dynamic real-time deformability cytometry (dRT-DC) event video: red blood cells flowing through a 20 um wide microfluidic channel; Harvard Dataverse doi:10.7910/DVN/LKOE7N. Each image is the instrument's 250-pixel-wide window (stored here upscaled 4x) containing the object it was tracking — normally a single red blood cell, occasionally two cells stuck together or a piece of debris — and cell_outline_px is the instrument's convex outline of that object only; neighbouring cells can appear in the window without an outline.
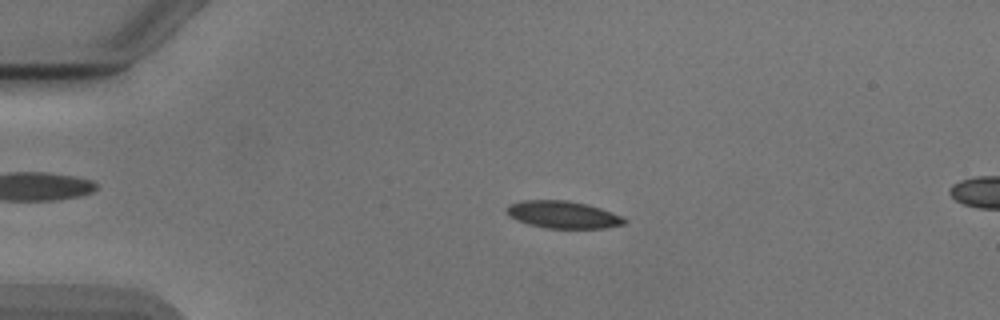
{"species": "Egyptian fruit bat (a non-hibernating species)", "species_latin": "Rousettus aegyptiacus", "temperature_condition": "cold", "stored_images_in_passage": 53, "camera_frame_rate_fps": 3000, "um_per_image_px": 0.085, "animal": {"sex": "male"}, "frame": {"image": 1, "passage_image": 12, "time_ms": 3.667, "image_size_px": [1000, 320], "cell_outline_px": [[628, 220], [624, 224], [604, 228], [544, 228], [528, 224], [516, 220], [508, 216], [504, 212], [504, 208], [508, 204], [524, 200], [568, 200], [588, 204], [600, 208], [620, 216]], "centroid_in_image_um": [47.78, 18.24], "position_along_channel_um": 37.2, "area_um2": 18.9}}
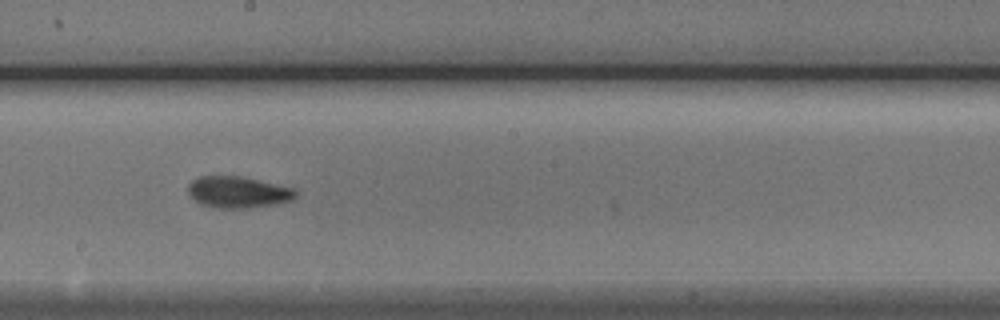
{"frame": {"image": 2, "passage_image": 30, "time_ms": 9.667, "image_size_px": [1000, 320], "cell_outline_px": [[296, 196], [292, 200], [276, 204], [248, 208], [216, 208], [200, 204], [188, 192], [188, 184], [192, 180], [200, 176], [240, 176], [296, 188]], "centroid_in_image_um": [20.25, 16.33], "position_along_channel_um": 228.0, "area_um2": 19.77}}
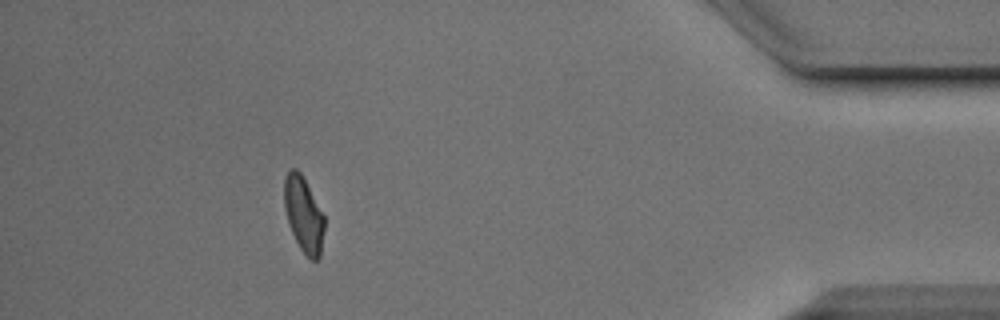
{"frame": {"image": 3, "passage_image": 48, "time_ms": 15.667, "image_size_px": [1000, 320], "cell_outline_px": [[324, 228], [320, 256], [316, 260], [312, 260], [300, 248], [288, 224], [284, 208], [284, 176], [292, 168], [296, 168], [300, 172], [324, 216]], "centroid_in_image_um": [25.78, 18.22], "position_along_channel_um": 409.4, "area_um2": 17.34}, "authors_computed_cell_mechanics": {"area_um2": 18.9006, "velocity_mm_per_s": 3.8848, "shape_relaxation_time_tau1_ms": 3.4945, "shape_relaxation_time_tau2_ms": 2.703, "deformation_change_tau1": 0.1154, "deformation_change_tau2": 0.0671}}